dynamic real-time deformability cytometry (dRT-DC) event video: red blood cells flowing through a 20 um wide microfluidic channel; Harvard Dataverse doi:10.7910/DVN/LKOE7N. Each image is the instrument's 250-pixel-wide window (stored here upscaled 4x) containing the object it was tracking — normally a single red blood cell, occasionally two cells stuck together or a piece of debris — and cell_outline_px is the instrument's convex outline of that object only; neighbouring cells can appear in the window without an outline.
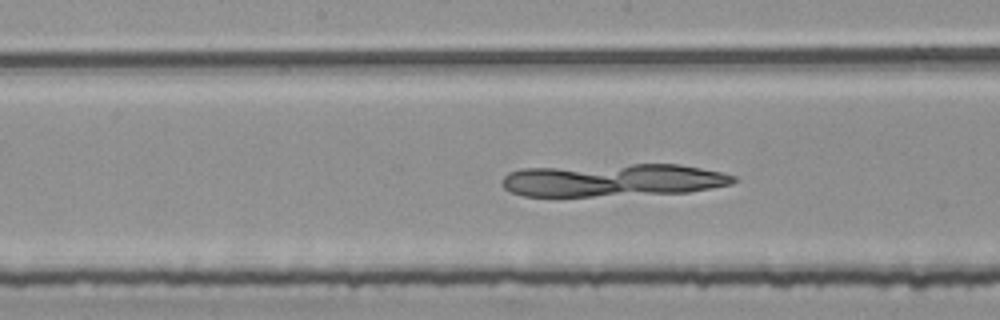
{"species": "common noctule bat (a hibernating species)", "species_latin": "Nyctalus noctula", "temperature_condition": "room temperature", "stored_images_in_passage": 51, "camera_frame_rate_fps": 3000, "um_per_image_px": 0.085, "animal": {"sex": "female", "body_mass_g": 25.1}, "frame": {"image": 1, "passage_image": 27, "time_ms": 8.667, "image_size_px": [1000, 320], "cell_outline_px": [[736, 180], [732, 184], [688, 192], [592, 196], [524, 196], [512, 192], [504, 188], [504, 176], [508, 172], [520, 168], [632, 164], [680, 164], [720, 172], [736, 176]], "centroid_in_image_um": [52.1, 15.3], "position_along_channel_um": 196.1, "area_um2": 44.04}}
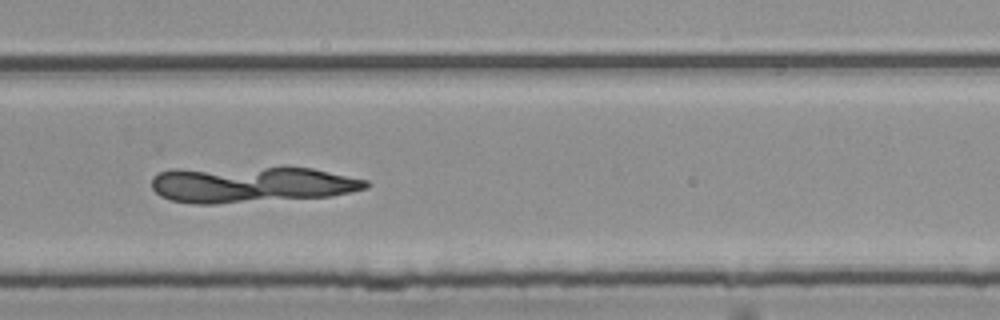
{"frame": {"image": 2, "passage_image": 36, "time_ms": 11.667, "image_size_px": [1000, 320], "cell_outline_px": [[372, 184], [368, 188], [332, 196], [216, 204], [192, 204], [168, 200], [160, 196], [152, 188], [152, 180], [160, 172], [176, 168], [284, 164], [312, 168], [368, 180]], "centroid_in_image_um": [21.38, 15.63], "position_along_channel_um": 308.4, "area_um2": 47.28}}
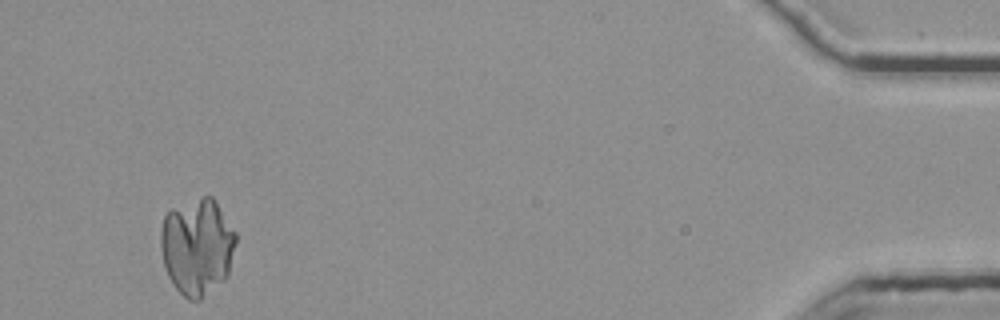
{"frame": {"image": 3, "passage_image": 51, "time_ms": 16.667, "image_size_px": [1000, 320], "cell_outline_px": [[236, 244], [228, 276], [224, 280], [200, 300], [188, 300], [172, 284], [164, 268], [160, 248], [160, 228], [164, 216], [172, 208], [204, 196], [212, 196], [236, 232]], "centroid_in_image_um": [16.75, 20.98], "position_along_channel_um": 418.5, "area_um2": 42.71}}